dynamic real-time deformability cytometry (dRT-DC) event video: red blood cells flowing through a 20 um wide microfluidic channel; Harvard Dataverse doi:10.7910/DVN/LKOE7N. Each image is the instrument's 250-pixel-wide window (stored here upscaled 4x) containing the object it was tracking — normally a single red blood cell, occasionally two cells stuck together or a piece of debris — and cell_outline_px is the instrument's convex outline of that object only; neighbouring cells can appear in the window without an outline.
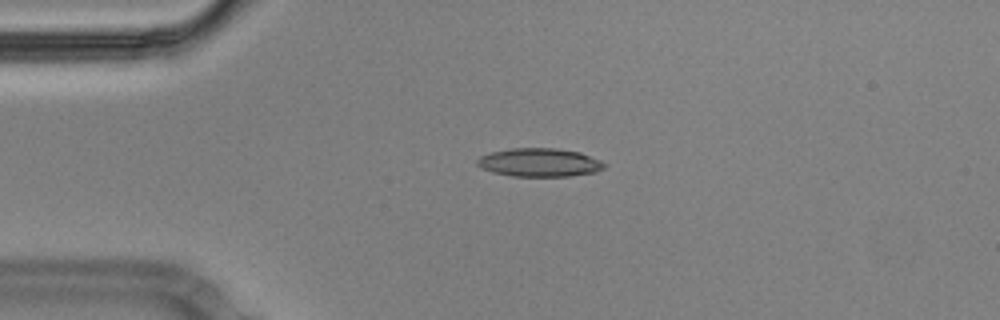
{"species": "Egyptian fruit bat (a non-hibernating species)", "species_latin": "Rousettus aegyptiacus", "temperature_condition": "cold", "stored_images_in_passage": 45, "segment_of_instrument_passage": [1, 2], "camera_frame_rate_fps": 3000, "um_per_image_px": 0.085, "animal": {"sex": "male"}, "frame": {"image": 1, "passage_image": 2, "time_ms": 0.333, "image_size_px": [1000, 320], "cell_outline_px": [[608, 164], [604, 168], [596, 172], [568, 176], [512, 176], [492, 172], [480, 168], [476, 164], [476, 160], [480, 156], [492, 152], [512, 148], [556, 148], [580, 152], [600, 160]], "centroid_in_image_um": [45.85, 13.81], "position_along_channel_um": 39.1, "area_um2": 21.15}}
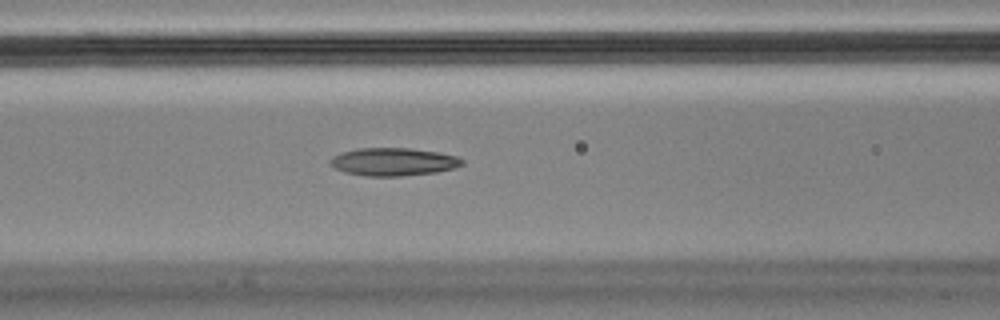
{"frame": {"image": 2, "passage_image": 12, "time_ms": 3.667, "image_size_px": [1000, 320], "cell_outline_px": [[464, 164], [452, 168], [436, 172], [400, 176], [368, 176], [344, 172], [336, 168], [328, 160], [332, 156], [340, 152], [356, 148], [412, 148], [440, 152], [456, 156], [464, 160]], "centroid_in_image_um": [33.43, 13.74], "position_along_channel_um": 133.2, "area_um2": 21.5}}
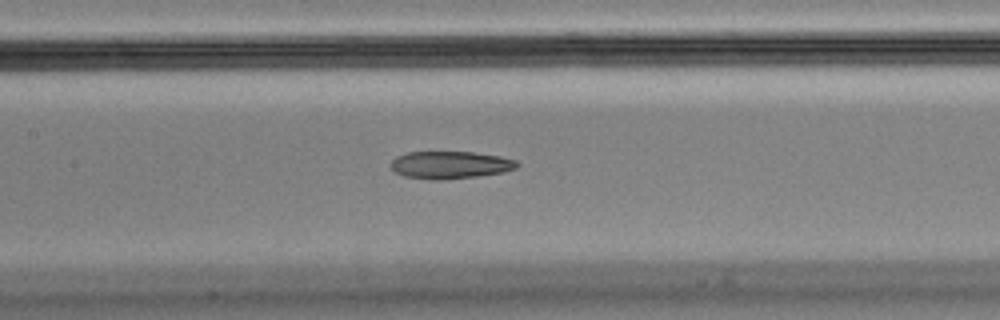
{"frame": {"image": 3, "passage_image": 15, "time_ms": 4.667, "image_size_px": [1000, 320], "cell_outline_px": [[520, 164], [516, 168], [504, 172], [480, 176], [440, 180], [432, 180], [404, 176], [396, 172], [388, 164], [396, 156], [408, 152], [472, 152], [500, 156], [516, 160]], "centroid_in_image_um": [38.27, 14.02], "position_along_channel_um": 169.1, "area_um2": 20.35}}